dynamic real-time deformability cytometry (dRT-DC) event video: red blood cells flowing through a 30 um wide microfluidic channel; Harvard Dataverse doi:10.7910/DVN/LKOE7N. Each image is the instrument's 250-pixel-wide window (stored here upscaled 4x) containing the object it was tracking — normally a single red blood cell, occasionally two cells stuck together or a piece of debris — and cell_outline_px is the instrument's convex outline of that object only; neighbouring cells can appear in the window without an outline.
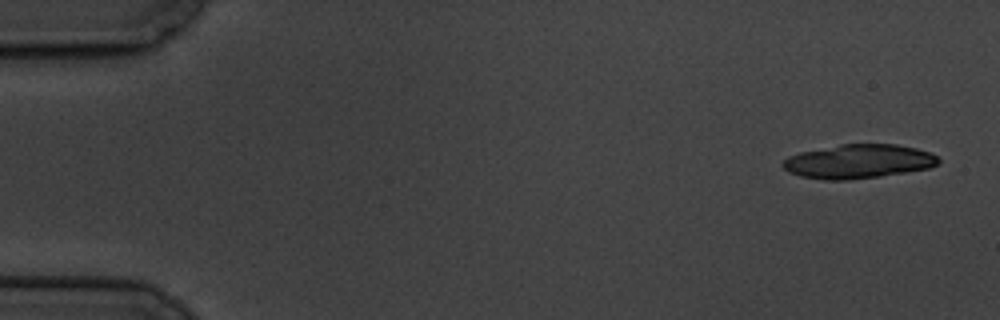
{"species": "common noctule bat (a hibernating species)", "species_latin": "Nyctalus noctula", "temperature_condition": "cold", "stored_images_in_passage": 8, "camera_frame_rate_fps": 3000, "um_per_image_px": 0.085, "animal": {"sex": "male", "body_mass_g": 19.5, "forearm_length_mm": 54.6}, "frame": {"image": 1, "passage_image": 1, "time_ms": 0.0, "image_size_px": [1000, 320], "cell_outline_px": [[940, 164], [928, 168], [880, 176], [848, 180], [824, 180], [800, 176], [788, 172], [780, 164], [788, 156], [800, 152], [840, 144], [896, 144], [916, 148], [932, 152], [940, 160]], "centroid_in_image_um": [72.96, 13.72], "position_along_channel_um": 12.0, "area_um2": 30.98}}
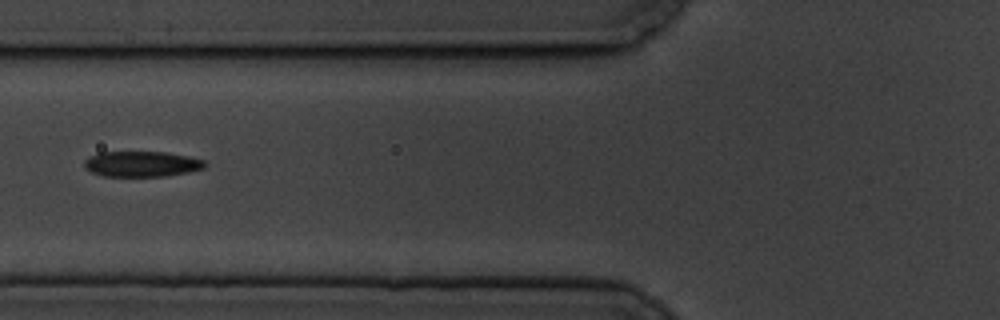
{"frame": {"image": 2, "passage_image": 7, "time_ms": 7.0, "image_size_px": [1000, 320], "cell_outline_px": [[208, 164], [204, 168], [188, 172], [164, 176], [104, 176], [92, 172], [84, 168], [84, 160], [88, 156], [100, 152], [168, 152], [188, 156], [204, 160]], "centroid_in_image_um": [12.04, 13.93], "position_along_channel_um": 113.8, "area_um2": 18.03}}
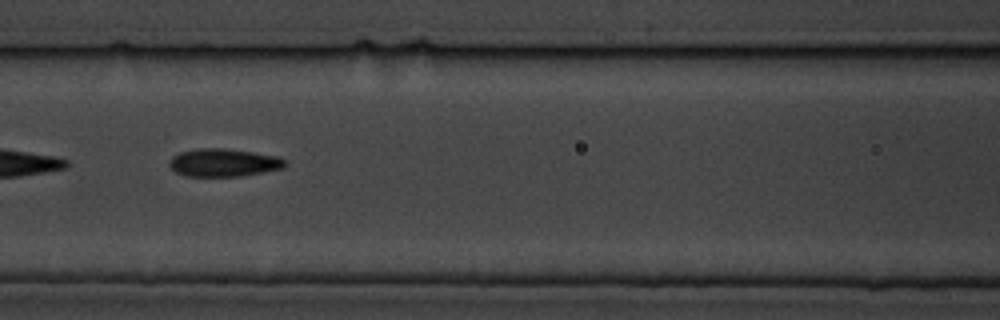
{"frame": {"image": 3, "passage_image": 8, "time_ms": 8.0, "image_size_px": [1000, 320], "cell_outline_px": [[284, 164], [280, 168], [240, 176], [184, 176], [176, 172], [168, 164], [168, 160], [172, 156], [180, 152], [200, 148], [224, 148], [280, 156], [284, 160]], "centroid_in_image_um": [18.93, 13.81], "position_along_channel_um": 147.7, "area_um2": 18.61}}